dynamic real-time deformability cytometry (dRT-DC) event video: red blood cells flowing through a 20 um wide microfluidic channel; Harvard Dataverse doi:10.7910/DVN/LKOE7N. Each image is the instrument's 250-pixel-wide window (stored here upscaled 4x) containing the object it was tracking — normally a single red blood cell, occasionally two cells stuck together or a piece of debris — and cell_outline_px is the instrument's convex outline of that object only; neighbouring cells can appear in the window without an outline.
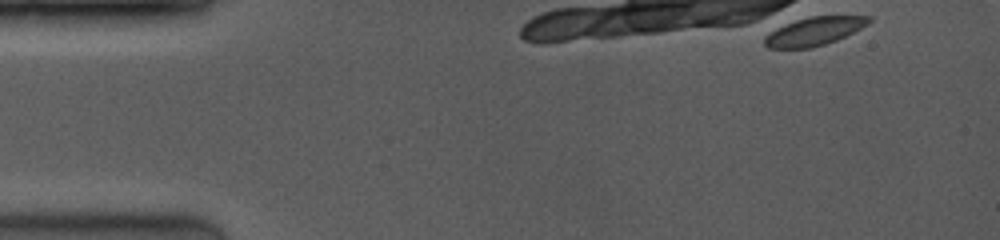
{"species": "common noctule bat (a hibernating species)", "species_latin": "Nyctalus noctula", "temperature_condition": "room temperature", "stored_images_in_passage": 1, "camera_frame_rate_fps": 4000, "um_per_image_px": 0.085, "animal": {"sex": "female", "body_mass_g": 19.0, "forearm_length_mm": 53.3}, "frame": {"image": 1, "passage_image": 1, "time_ms": 0.0, "image_size_px": [1000, 240], "cell_outline_px": [[872, 20], [868, 24], [836, 40], [824, 44], [808, 48], [768, 48], [764, 44], [764, 36], [796, 20], [812, 16], [872, 16]], "centroid_in_image_um": [69.23, 2.66], "position_along_channel_um": 15.8, "area_um2": 16.7}}